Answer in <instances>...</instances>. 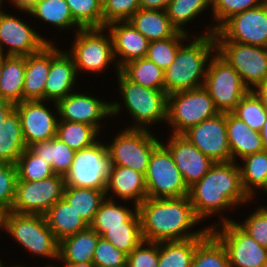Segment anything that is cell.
<instances>
[{
    "label": "cell",
    "instance_id": "1",
    "mask_svg": "<svg viewBox=\"0 0 267 267\" xmlns=\"http://www.w3.org/2000/svg\"><path fill=\"white\" fill-rule=\"evenodd\" d=\"M238 162H215L209 171L189 187V198L196 217L202 222L217 217L218 221L205 225L208 229L214 226L234 221L235 219L224 215L233 209L258 200H251L244 192L241 184L240 168ZM242 204V205H241ZM239 205V206H238ZM228 210V211H227ZM208 219V220H207ZM215 223V224H214Z\"/></svg>",
    "mask_w": 267,
    "mask_h": 267
},
{
    "label": "cell",
    "instance_id": "2",
    "mask_svg": "<svg viewBox=\"0 0 267 267\" xmlns=\"http://www.w3.org/2000/svg\"><path fill=\"white\" fill-rule=\"evenodd\" d=\"M137 207L144 241H182L206 237L211 232L204 225L198 228L202 222L196 217L189 196L147 197Z\"/></svg>",
    "mask_w": 267,
    "mask_h": 267
},
{
    "label": "cell",
    "instance_id": "3",
    "mask_svg": "<svg viewBox=\"0 0 267 267\" xmlns=\"http://www.w3.org/2000/svg\"><path fill=\"white\" fill-rule=\"evenodd\" d=\"M194 35L179 47L174 61L164 70V91L167 95L204 85L209 61L216 52V42L212 33Z\"/></svg>",
    "mask_w": 267,
    "mask_h": 267
},
{
    "label": "cell",
    "instance_id": "4",
    "mask_svg": "<svg viewBox=\"0 0 267 267\" xmlns=\"http://www.w3.org/2000/svg\"><path fill=\"white\" fill-rule=\"evenodd\" d=\"M116 74L120 102H111V120L127 111L126 115L133 120L127 129H149L167 121V94L163 90L144 87L130 81L120 70ZM125 108V109H124Z\"/></svg>",
    "mask_w": 267,
    "mask_h": 267
},
{
    "label": "cell",
    "instance_id": "5",
    "mask_svg": "<svg viewBox=\"0 0 267 267\" xmlns=\"http://www.w3.org/2000/svg\"><path fill=\"white\" fill-rule=\"evenodd\" d=\"M25 249V253L47 258L48 262L58 259L59 241L49 228L45 216L40 214L4 213L3 232Z\"/></svg>",
    "mask_w": 267,
    "mask_h": 267
},
{
    "label": "cell",
    "instance_id": "6",
    "mask_svg": "<svg viewBox=\"0 0 267 267\" xmlns=\"http://www.w3.org/2000/svg\"><path fill=\"white\" fill-rule=\"evenodd\" d=\"M74 35L70 50L66 51L73 57L78 77L81 73L99 77L101 73L108 72L111 65L116 70L114 72H119L113 54L112 36L106 27L80 29Z\"/></svg>",
    "mask_w": 267,
    "mask_h": 267
},
{
    "label": "cell",
    "instance_id": "7",
    "mask_svg": "<svg viewBox=\"0 0 267 267\" xmlns=\"http://www.w3.org/2000/svg\"><path fill=\"white\" fill-rule=\"evenodd\" d=\"M220 113L208 91L199 88L178 91L167 95V125L169 133L183 134L190 127Z\"/></svg>",
    "mask_w": 267,
    "mask_h": 267
},
{
    "label": "cell",
    "instance_id": "8",
    "mask_svg": "<svg viewBox=\"0 0 267 267\" xmlns=\"http://www.w3.org/2000/svg\"><path fill=\"white\" fill-rule=\"evenodd\" d=\"M107 145L112 166L129 167L146 173L153 150L161 143V139L149 129L123 128Z\"/></svg>",
    "mask_w": 267,
    "mask_h": 267
},
{
    "label": "cell",
    "instance_id": "9",
    "mask_svg": "<svg viewBox=\"0 0 267 267\" xmlns=\"http://www.w3.org/2000/svg\"><path fill=\"white\" fill-rule=\"evenodd\" d=\"M101 139L75 152L72 166L64 176L65 186L106 190L112 164L106 140Z\"/></svg>",
    "mask_w": 267,
    "mask_h": 267
},
{
    "label": "cell",
    "instance_id": "10",
    "mask_svg": "<svg viewBox=\"0 0 267 267\" xmlns=\"http://www.w3.org/2000/svg\"><path fill=\"white\" fill-rule=\"evenodd\" d=\"M203 87L220 113L232 112L250 91L237 71L217 52L209 61Z\"/></svg>",
    "mask_w": 267,
    "mask_h": 267
},
{
    "label": "cell",
    "instance_id": "11",
    "mask_svg": "<svg viewBox=\"0 0 267 267\" xmlns=\"http://www.w3.org/2000/svg\"><path fill=\"white\" fill-rule=\"evenodd\" d=\"M145 181L149 198H178L189 194V187L171 153L162 143L150 156Z\"/></svg>",
    "mask_w": 267,
    "mask_h": 267
},
{
    "label": "cell",
    "instance_id": "12",
    "mask_svg": "<svg viewBox=\"0 0 267 267\" xmlns=\"http://www.w3.org/2000/svg\"><path fill=\"white\" fill-rule=\"evenodd\" d=\"M6 11L5 8L0 10V54L28 56L39 52L48 43H56L52 38H44L45 35L40 34L35 26L32 27L27 19L25 21V18L19 17L22 10H17L18 14H9Z\"/></svg>",
    "mask_w": 267,
    "mask_h": 267
},
{
    "label": "cell",
    "instance_id": "13",
    "mask_svg": "<svg viewBox=\"0 0 267 267\" xmlns=\"http://www.w3.org/2000/svg\"><path fill=\"white\" fill-rule=\"evenodd\" d=\"M216 52L240 75L243 83L255 90L267 82V48L232 41H215Z\"/></svg>",
    "mask_w": 267,
    "mask_h": 267
},
{
    "label": "cell",
    "instance_id": "14",
    "mask_svg": "<svg viewBox=\"0 0 267 267\" xmlns=\"http://www.w3.org/2000/svg\"><path fill=\"white\" fill-rule=\"evenodd\" d=\"M215 41H232L267 48V0L232 15L214 33Z\"/></svg>",
    "mask_w": 267,
    "mask_h": 267
},
{
    "label": "cell",
    "instance_id": "15",
    "mask_svg": "<svg viewBox=\"0 0 267 267\" xmlns=\"http://www.w3.org/2000/svg\"><path fill=\"white\" fill-rule=\"evenodd\" d=\"M64 176L55 174L40 181L17 180L11 211L18 214L44 215L63 198Z\"/></svg>",
    "mask_w": 267,
    "mask_h": 267
},
{
    "label": "cell",
    "instance_id": "16",
    "mask_svg": "<svg viewBox=\"0 0 267 267\" xmlns=\"http://www.w3.org/2000/svg\"><path fill=\"white\" fill-rule=\"evenodd\" d=\"M225 246L230 267H266L267 249L244 232L235 221L210 229Z\"/></svg>",
    "mask_w": 267,
    "mask_h": 267
},
{
    "label": "cell",
    "instance_id": "17",
    "mask_svg": "<svg viewBox=\"0 0 267 267\" xmlns=\"http://www.w3.org/2000/svg\"><path fill=\"white\" fill-rule=\"evenodd\" d=\"M15 110L20 117L22 133L27 147L35 142L51 140L56 136L59 122L56 102L22 101L15 104Z\"/></svg>",
    "mask_w": 267,
    "mask_h": 267
},
{
    "label": "cell",
    "instance_id": "18",
    "mask_svg": "<svg viewBox=\"0 0 267 267\" xmlns=\"http://www.w3.org/2000/svg\"><path fill=\"white\" fill-rule=\"evenodd\" d=\"M79 90L57 102L59 121L84 123L95 127L101 133L105 127L103 120L106 122V119H111V100L107 102L94 94Z\"/></svg>",
    "mask_w": 267,
    "mask_h": 267
},
{
    "label": "cell",
    "instance_id": "19",
    "mask_svg": "<svg viewBox=\"0 0 267 267\" xmlns=\"http://www.w3.org/2000/svg\"><path fill=\"white\" fill-rule=\"evenodd\" d=\"M214 162L231 161L226 129V113L204 120L182 134Z\"/></svg>",
    "mask_w": 267,
    "mask_h": 267
},
{
    "label": "cell",
    "instance_id": "20",
    "mask_svg": "<svg viewBox=\"0 0 267 267\" xmlns=\"http://www.w3.org/2000/svg\"><path fill=\"white\" fill-rule=\"evenodd\" d=\"M168 134L167 141H163L161 138V143L171 153L187 186L191 187L195 182L201 180L215 162L182 134Z\"/></svg>",
    "mask_w": 267,
    "mask_h": 267
},
{
    "label": "cell",
    "instance_id": "21",
    "mask_svg": "<svg viewBox=\"0 0 267 267\" xmlns=\"http://www.w3.org/2000/svg\"><path fill=\"white\" fill-rule=\"evenodd\" d=\"M51 43V64L44 89V101L58 102L68 94L78 90L76 81L78 74L73 57Z\"/></svg>",
    "mask_w": 267,
    "mask_h": 267
},
{
    "label": "cell",
    "instance_id": "22",
    "mask_svg": "<svg viewBox=\"0 0 267 267\" xmlns=\"http://www.w3.org/2000/svg\"><path fill=\"white\" fill-rule=\"evenodd\" d=\"M106 29L112 36L114 59L119 69L131 60L146 57L150 41L129 21L111 23Z\"/></svg>",
    "mask_w": 267,
    "mask_h": 267
},
{
    "label": "cell",
    "instance_id": "23",
    "mask_svg": "<svg viewBox=\"0 0 267 267\" xmlns=\"http://www.w3.org/2000/svg\"><path fill=\"white\" fill-rule=\"evenodd\" d=\"M105 195L108 199H120L138 206L148 197L145 175L129 167L111 166Z\"/></svg>",
    "mask_w": 267,
    "mask_h": 267
},
{
    "label": "cell",
    "instance_id": "24",
    "mask_svg": "<svg viewBox=\"0 0 267 267\" xmlns=\"http://www.w3.org/2000/svg\"><path fill=\"white\" fill-rule=\"evenodd\" d=\"M226 129L231 161L238 162L247 155L264 151L260 132L249 128L232 112L226 113Z\"/></svg>",
    "mask_w": 267,
    "mask_h": 267
},
{
    "label": "cell",
    "instance_id": "25",
    "mask_svg": "<svg viewBox=\"0 0 267 267\" xmlns=\"http://www.w3.org/2000/svg\"><path fill=\"white\" fill-rule=\"evenodd\" d=\"M51 64V43L26 56L23 101H44V89Z\"/></svg>",
    "mask_w": 267,
    "mask_h": 267
},
{
    "label": "cell",
    "instance_id": "26",
    "mask_svg": "<svg viewBox=\"0 0 267 267\" xmlns=\"http://www.w3.org/2000/svg\"><path fill=\"white\" fill-rule=\"evenodd\" d=\"M23 15L27 14L46 26H53L58 32L74 31L82 29L73 19L66 0H36L28 10H22ZM51 26H49V25ZM66 29V30H65ZM69 29V30H68Z\"/></svg>",
    "mask_w": 267,
    "mask_h": 267
},
{
    "label": "cell",
    "instance_id": "27",
    "mask_svg": "<svg viewBox=\"0 0 267 267\" xmlns=\"http://www.w3.org/2000/svg\"><path fill=\"white\" fill-rule=\"evenodd\" d=\"M101 236L90 226L59 241L58 259L65 265L92 262Z\"/></svg>",
    "mask_w": 267,
    "mask_h": 267
},
{
    "label": "cell",
    "instance_id": "28",
    "mask_svg": "<svg viewBox=\"0 0 267 267\" xmlns=\"http://www.w3.org/2000/svg\"><path fill=\"white\" fill-rule=\"evenodd\" d=\"M44 216L58 241L89 227L87 222L64 198L57 201Z\"/></svg>",
    "mask_w": 267,
    "mask_h": 267
},
{
    "label": "cell",
    "instance_id": "29",
    "mask_svg": "<svg viewBox=\"0 0 267 267\" xmlns=\"http://www.w3.org/2000/svg\"><path fill=\"white\" fill-rule=\"evenodd\" d=\"M26 56L3 55L0 78V100L18 104L23 101Z\"/></svg>",
    "mask_w": 267,
    "mask_h": 267
},
{
    "label": "cell",
    "instance_id": "30",
    "mask_svg": "<svg viewBox=\"0 0 267 267\" xmlns=\"http://www.w3.org/2000/svg\"><path fill=\"white\" fill-rule=\"evenodd\" d=\"M129 22L150 42L171 38L177 32L166 10L139 9Z\"/></svg>",
    "mask_w": 267,
    "mask_h": 267
},
{
    "label": "cell",
    "instance_id": "31",
    "mask_svg": "<svg viewBox=\"0 0 267 267\" xmlns=\"http://www.w3.org/2000/svg\"><path fill=\"white\" fill-rule=\"evenodd\" d=\"M239 161L242 188L251 200H257V194L267 184V151L247 155Z\"/></svg>",
    "mask_w": 267,
    "mask_h": 267
},
{
    "label": "cell",
    "instance_id": "32",
    "mask_svg": "<svg viewBox=\"0 0 267 267\" xmlns=\"http://www.w3.org/2000/svg\"><path fill=\"white\" fill-rule=\"evenodd\" d=\"M26 148L20 117L14 110L0 125V161L15 165Z\"/></svg>",
    "mask_w": 267,
    "mask_h": 267
},
{
    "label": "cell",
    "instance_id": "33",
    "mask_svg": "<svg viewBox=\"0 0 267 267\" xmlns=\"http://www.w3.org/2000/svg\"><path fill=\"white\" fill-rule=\"evenodd\" d=\"M28 148L47 161L54 173L61 176H65L71 168L76 152L56 136L48 141L35 142Z\"/></svg>",
    "mask_w": 267,
    "mask_h": 267
},
{
    "label": "cell",
    "instance_id": "34",
    "mask_svg": "<svg viewBox=\"0 0 267 267\" xmlns=\"http://www.w3.org/2000/svg\"><path fill=\"white\" fill-rule=\"evenodd\" d=\"M118 201L105 198L89 225L100 236L105 232V227L124 226V222L138 210L134 203L131 205V202L129 204L128 201H122V204L120 200Z\"/></svg>",
    "mask_w": 267,
    "mask_h": 267
},
{
    "label": "cell",
    "instance_id": "35",
    "mask_svg": "<svg viewBox=\"0 0 267 267\" xmlns=\"http://www.w3.org/2000/svg\"><path fill=\"white\" fill-rule=\"evenodd\" d=\"M204 238L159 242L158 267H191L196 247Z\"/></svg>",
    "mask_w": 267,
    "mask_h": 267
},
{
    "label": "cell",
    "instance_id": "36",
    "mask_svg": "<svg viewBox=\"0 0 267 267\" xmlns=\"http://www.w3.org/2000/svg\"><path fill=\"white\" fill-rule=\"evenodd\" d=\"M205 11H212L211 0H172L166 9L171 25L189 35L191 30L187 26Z\"/></svg>",
    "mask_w": 267,
    "mask_h": 267
},
{
    "label": "cell",
    "instance_id": "37",
    "mask_svg": "<svg viewBox=\"0 0 267 267\" xmlns=\"http://www.w3.org/2000/svg\"><path fill=\"white\" fill-rule=\"evenodd\" d=\"M63 198L90 225L106 195L105 191L93 188L65 186Z\"/></svg>",
    "mask_w": 267,
    "mask_h": 267
},
{
    "label": "cell",
    "instance_id": "38",
    "mask_svg": "<svg viewBox=\"0 0 267 267\" xmlns=\"http://www.w3.org/2000/svg\"><path fill=\"white\" fill-rule=\"evenodd\" d=\"M101 237L128 255L143 241L138 210L124 222V226L105 227Z\"/></svg>",
    "mask_w": 267,
    "mask_h": 267
},
{
    "label": "cell",
    "instance_id": "39",
    "mask_svg": "<svg viewBox=\"0 0 267 267\" xmlns=\"http://www.w3.org/2000/svg\"><path fill=\"white\" fill-rule=\"evenodd\" d=\"M120 71L136 84L164 91V70L146 57L127 62Z\"/></svg>",
    "mask_w": 267,
    "mask_h": 267
},
{
    "label": "cell",
    "instance_id": "40",
    "mask_svg": "<svg viewBox=\"0 0 267 267\" xmlns=\"http://www.w3.org/2000/svg\"><path fill=\"white\" fill-rule=\"evenodd\" d=\"M56 137L66 143L71 149L78 151L93 145L101 136L100 132L91 125L59 121Z\"/></svg>",
    "mask_w": 267,
    "mask_h": 267
},
{
    "label": "cell",
    "instance_id": "41",
    "mask_svg": "<svg viewBox=\"0 0 267 267\" xmlns=\"http://www.w3.org/2000/svg\"><path fill=\"white\" fill-rule=\"evenodd\" d=\"M191 267H230L225 246L212 232L197 245Z\"/></svg>",
    "mask_w": 267,
    "mask_h": 267
},
{
    "label": "cell",
    "instance_id": "42",
    "mask_svg": "<svg viewBox=\"0 0 267 267\" xmlns=\"http://www.w3.org/2000/svg\"><path fill=\"white\" fill-rule=\"evenodd\" d=\"M265 0H211V24H207L204 32H196V36L214 33L232 15L259 6Z\"/></svg>",
    "mask_w": 267,
    "mask_h": 267
},
{
    "label": "cell",
    "instance_id": "43",
    "mask_svg": "<svg viewBox=\"0 0 267 267\" xmlns=\"http://www.w3.org/2000/svg\"><path fill=\"white\" fill-rule=\"evenodd\" d=\"M232 113L249 128L260 132L267 120V107L255 90H250L236 105Z\"/></svg>",
    "mask_w": 267,
    "mask_h": 267
},
{
    "label": "cell",
    "instance_id": "44",
    "mask_svg": "<svg viewBox=\"0 0 267 267\" xmlns=\"http://www.w3.org/2000/svg\"><path fill=\"white\" fill-rule=\"evenodd\" d=\"M191 35L176 32L171 38L151 41L147 50L146 58L154 62L162 70H166L174 61L179 47Z\"/></svg>",
    "mask_w": 267,
    "mask_h": 267
},
{
    "label": "cell",
    "instance_id": "45",
    "mask_svg": "<svg viewBox=\"0 0 267 267\" xmlns=\"http://www.w3.org/2000/svg\"><path fill=\"white\" fill-rule=\"evenodd\" d=\"M74 21L82 28H103L102 0H66Z\"/></svg>",
    "mask_w": 267,
    "mask_h": 267
},
{
    "label": "cell",
    "instance_id": "46",
    "mask_svg": "<svg viewBox=\"0 0 267 267\" xmlns=\"http://www.w3.org/2000/svg\"><path fill=\"white\" fill-rule=\"evenodd\" d=\"M18 180L40 181L55 175L52 166L41 156L34 154L28 147L15 163Z\"/></svg>",
    "mask_w": 267,
    "mask_h": 267
},
{
    "label": "cell",
    "instance_id": "47",
    "mask_svg": "<svg viewBox=\"0 0 267 267\" xmlns=\"http://www.w3.org/2000/svg\"><path fill=\"white\" fill-rule=\"evenodd\" d=\"M234 221L244 232L267 249V205H258L246 219Z\"/></svg>",
    "mask_w": 267,
    "mask_h": 267
},
{
    "label": "cell",
    "instance_id": "48",
    "mask_svg": "<svg viewBox=\"0 0 267 267\" xmlns=\"http://www.w3.org/2000/svg\"><path fill=\"white\" fill-rule=\"evenodd\" d=\"M103 28L114 22L129 21L140 9V0H102Z\"/></svg>",
    "mask_w": 267,
    "mask_h": 267
},
{
    "label": "cell",
    "instance_id": "49",
    "mask_svg": "<svg viewBox=\"0 0 267 267\" xmlns=\"http://www.w3.org/2000/svg\"><path fill=\"white\" fill-rule=\"evenodd\" d=\"M17 180L16 166L0 161V210L4 213L11 211Z\"/></svg>",
    "mask_w": 267,
    "mask_h": 267
},
{
    "label": "cell",
    "instance_id": "50",
    "mask_svg": "<svg viewBox=\"0 0 267 267\" xmlns=\"http://www.w3.org/2000/svg\"><path fill=\"white\" fill-rule=\"evenodd\" d=\"M126 262L127 255L124 252L102 237L99 238L92 260L96 267H119L125 266Z\"/></svg>",
    "mask_w": 267,
    "mask_h": 267
},
{
    "label": "cell",
    "instance_id": "51",
    "mask_svg": "<svg viewBox=\"0 0 267 267\" xmlns=\"http://www.w3.org/2000/svg\"><path fill=\"white\" fill-rule=\"evenodd\" d=\"M159 242L142 241L127 255V267H158Z\"/></svg>",
    "mask_w": 267,
    "mask_h": 267
},
{
    "label": "cell",
    "instance_id": "52",
    "mask_svg": "<svg viewBox=\"0 0 267 267\" xmlns=\"http://www.w3.org/2000/svg\"><path fill=\"white\" fill-rule=\"evenodd\" d=\"M172 0H140V9L166 10Z\"/></svg>",
    "mask_w": 267,
    "mask_h": 267
},
{
    "label": "cell",
    "instance_id": "53",
    "mask_svg": "<svg viewBox=\"0 0 267 267\" xmlns=\"http://www.w3.org/2000/svg\"><path fill=\"white\" fill-rule=\"evenodd\" d=\"M15 110V104L0 100V125L8 118V116Z\"/></svg>",
    "mask_w": 267,
    "mask_h": 267
},
{
    "label": "cell",
    "instance_id": "54",
    "mask_svg": "<svg viewBox=\"0 0 267 267\" xmlns=\"http://www.w3.org/2000/svg\"><path fill=\"white\" fill-rule=\"evenodd\" d=\"M36 0H8V3L14 6L16 10H28Z\"/></svg>",
    "mask_w": 267,
    "mask_h": 267
},
{
    "label": "cell",
    "instance_id": "55",
    "mask_svg": "<svg viewBox=\"0 0 267 267\" xmlns=\"http://www.w3.org/2000/svg\"><path fill=\"white\" fill-rule=\"evenodd\" d=\"M256 93L261 97L264 105L267 107V82L260 84L256 89Z\"/></svg>",
    "mask_w": 267,
    "mask_h": 267
},
{
    "label": "cell",
    "instance_id": "56",
    "mask_svg": "<svg viewBox=\"0 0 267 267\" xmlns=\"http://www.w3.org/2000/svg\"><path fill=\"white\" fill-rule=\"evenodd\" d=\"M260 135L262 138V144L264 151H267V120L265 121L262 130L260 131Z\"/></svg>",
    "mask_w": 267,
    "mask_h": 267
},
{
    "label": "cell",
    "instance_id": "57",
    "mask_svg": "<svg viewBox=\"0 0 267 267\" xmlns=\"http://www.w3.org/2000/svg\"><path fill=\"white\" fill-rule=\"evenodd\" d=\"M56 262L58 263L57 265H56ZM59 264H61L62 266H60ZM33 267H40V266L34 265ZM43 267H66V266L63 262H60L59 259H57L55 260V264H53L52 261L48 262V264L46 262V264H44Z\"/></svg>",
    "mask_w": 267,
    "mask_h": 267
},
{
    "label": "cell",
    "instance_id": "58",
    "mask_svg": "<svg viewBox=\"0 0 267 267\" xmlns=\"http://www.w3.org/2000/svg\"><path fill=\"white\" fill-rule=\"evenodd\" d=\"M66 267H96L92 262L65 265Z\"/></svg>",
    "mask_w": 267,
    "mask_h": 267
},
{
    "label": "cell",
    "instance_id": "59",
    "mask_svg": "<svg viewBox=\"0 0 267 267\" xmlns=\"http://www.w3.org/2000/svg\"><path fill=\"white\" fill-rule=\"evenodd\" d=\"M3 217H4V212H2L0 210V233L3 231ZM0 238H1V236H0Z\"/></svg>",
    "mask_w": 267,
    "mask_h": 267
},
{
    "label": "cell",
    "instance_id": "60",
    "mask_svg": "<svg viewBox=\"0 0 267 267\" xmlns=\"http://www.w3.org/2000/svg\"><path fill=\"white\" fill-rule=\"evenodd\" d=\"M6 263L5 262H3V267H27L26 265H19L18 263H16V265L15 264H13V265H10V266H6L5 265ZM28 267H30V266H28ZM31 267H33V265L31 266Z\"/></svg>",
    "mask_w": 267,
    "mask_h": 267
},
{
    "label": "cell",
    "instance_id": "61",
    "mask_svg": "<svg viewBox=\"0 0 267 267\" xmlns=\"http://www.w3.org/2000/svg\"><path fill=\"white\" fill-rule=\"evenodd\" d=\"M2 68H3V55L0 54V78H1Z\"/></svg>",
    "mask_w": 267,
    "mask_h": 267
},
{
    "label": "cell",
    "instance_id": "62",
    "mask_svg": "<svg viewBox=\"0 0 267 267\" xmlns=\"http://www.w3.org/2000/svg\"><path fill=\"white\" fill-rule=\"evenodd\" d=\"M6 2V0H5ZM4 0H0V10H3V8L5 7L4 4H5ZM3 5V7H2Z\"/></svg>",
    "mask_w": 267,
    "mask_h": 267
},
{
    "label": "cell",
    "instance_id": "63",
    "mask_svg": "<svg viewBox=\"0 0 267 267\" xmlns=\"http://www.w3.org/2000/svg\"><path fill=\"white\" fill-rule=\"evenodd\" d=\"M262 192H264V194L266 193V195H267V184H266V186L263 188Z\"/></svg>",
    "mask_w": 267,
    "mask_h": 267
},
{
    "label": "cell",
    "instance_id": "64",
    "mask_svg": "<svg viewBox=\"0 0 267 267\" xmlns=\"http://www.w3.org/2000/svg\"><path fill=\"white\" fill-rule=\"evenodd\" d=\"M0 267H3V261L1 260V256H0Z\"/></svg>",
    "mask_w": 267,
    "mask_h": 267
}]
</instances>
